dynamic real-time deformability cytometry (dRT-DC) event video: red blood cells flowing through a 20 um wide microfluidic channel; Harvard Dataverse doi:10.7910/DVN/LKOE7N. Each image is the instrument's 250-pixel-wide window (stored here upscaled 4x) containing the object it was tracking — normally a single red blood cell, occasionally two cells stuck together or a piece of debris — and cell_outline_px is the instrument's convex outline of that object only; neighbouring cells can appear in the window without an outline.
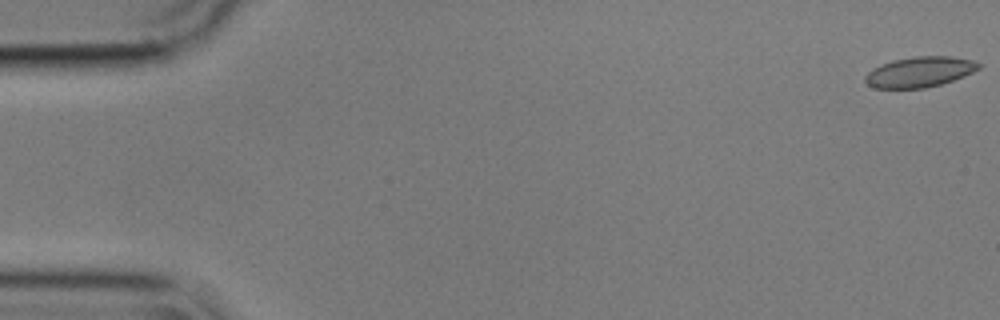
{"species": "common noctule bat (a hibernating species)", "species_latin": "Nyctalus noctula", "temperature_condition": "cold", "stored_images_in_passage": 57, "camera_frame_rate_fps": 3000, "um_per_image_px": 0.085, "animal": {"sex": "male", "body_mass_g": 17.9}, "frame": {"image": 1, "passage_image": 1, "time_ms": 0.0, "image_size_px": [1000, 320], "cell_outline_px": [[980, 68], [964, 76], [940, 84], [924, 88], [876, 88], [868, 84], [864, 80], [864, 76], [872, 68], [880, 64], [892, 60], [916, 56], [952, 56], [972, 60], [980, 64]], "centroid_in_image_um": [78.15, 6.1], "position_along_channel_um": 6.9, "area_um2": 20.06}}
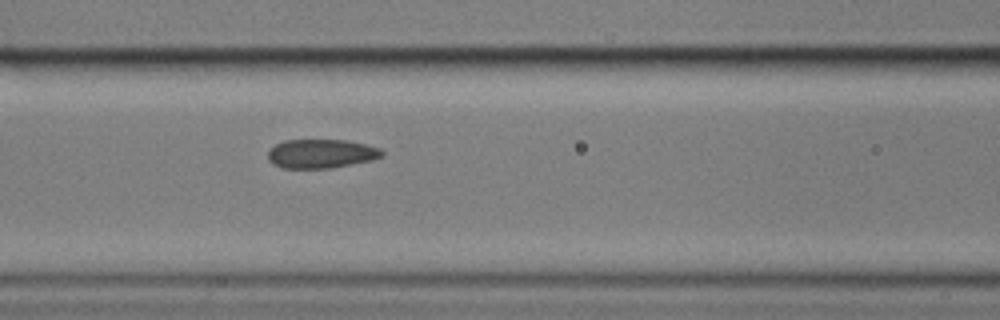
{"frame": {"image": 2, "passage_image": 24, "time_ms": 7.667, "image_size_px": [1000, 320], "cell_outline_px": [[384, 156], [372, 160], [332, 168], [280, 168], [272, 164], [268, 160], [268, 152], [276, 144], [284, 140], [348, 140], [380, 148], [384, 152]], "centroid_in_image_um": [27.3, 13.07], "position_along_channel_um": 139.3, "area_um2": 19.36}}
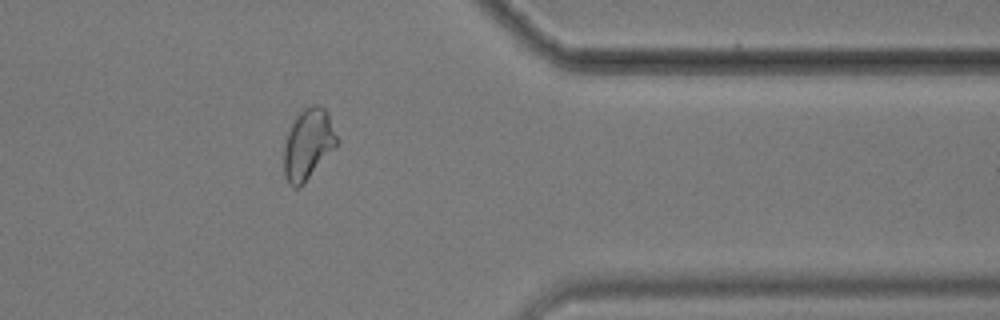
{"frame": {"image": 3, "passage_image": 46, "time_ms": 15.0, "image_size_px": [1000, 320], "cell_outline_px": [[336, 144], [304, 184], [296, 188], [292, 188], [288, 184], [284, 176], [284, 144], [288, 132], [296, 116], [304, 108], [312, 104], [316, 104], [324, 108], [328, 112], [336, 136]], "centroid_in_image_um": [26.14, 12.26], "position_along_channel_um": 385.3, "area_um2": 21.44}}